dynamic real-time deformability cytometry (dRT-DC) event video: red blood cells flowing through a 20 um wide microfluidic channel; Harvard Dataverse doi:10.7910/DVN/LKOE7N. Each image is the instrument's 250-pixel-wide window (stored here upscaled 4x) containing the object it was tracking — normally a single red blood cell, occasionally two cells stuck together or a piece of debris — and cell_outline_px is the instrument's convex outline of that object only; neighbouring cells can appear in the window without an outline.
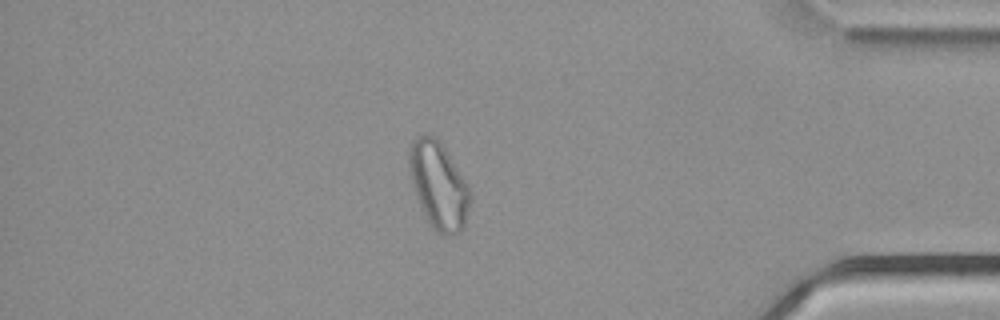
{"species": "common noctule bat (a hibernating species)", "species_latin": "Nyctalus noctula", "temperature_condition": "cold", "stored_images_in_passage": 56, "camera_frame_rate_fps": 3000, "um_per_image_px": 0.085, "animal": {"sex": "male", "body_mass_g": 21.5, "forearm_length_mm": 52.0}, "frame": {"image": 1, "passage_image": 48, "time_ms": 15.667, "image_size_px": [1000, 320], "cell_outline_px": [[472, 196], [464, 228], [460, 232], [452, 236], [444, 236], [432, 228], [416, 196], [408, 168], [408, 148], [412, 140], [420, 136], [436, 136], [440, 140], [468, 184]], "centroid_in_image_um": [37.3, 15.76], "position_along_channel_um": 397.9, "area_um2": 31.1}}